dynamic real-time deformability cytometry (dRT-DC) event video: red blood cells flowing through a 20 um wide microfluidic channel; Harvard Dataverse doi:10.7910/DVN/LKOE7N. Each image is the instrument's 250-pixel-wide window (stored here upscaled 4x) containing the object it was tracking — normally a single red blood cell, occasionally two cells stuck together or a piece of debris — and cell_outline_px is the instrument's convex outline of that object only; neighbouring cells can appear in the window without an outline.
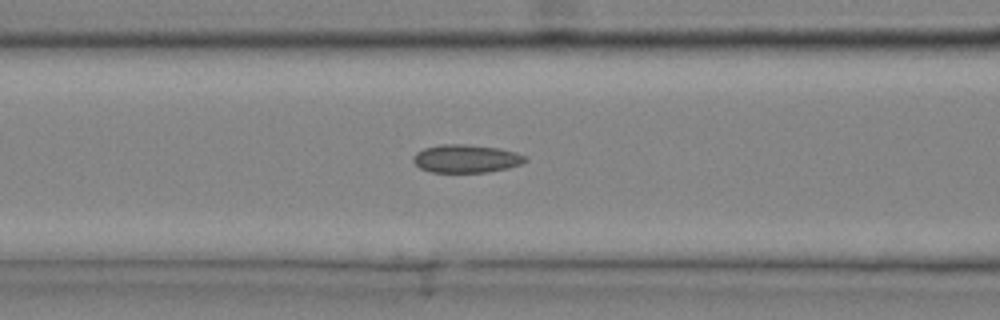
{"species": "common noctule bat (a hibernating species)", "species_latin": "Nyctalus noctula", "temperature_condition": "cold", "stored_images_in_passage": 36, "camera_frame_rate_fps": 3000, "um_per_image_px": 0.085, "animal": {"sex": "male", "body_mass_g": 20.4}, "frame": {"image": 1, "passage_image": 16, "time_ms": 5.0, "image_size_px": [1000, 320], "cell_outline_px": [[528, 160], [520, 164], [508, 168], [488, 172], [432, 172], [420, 168], [412, 160], [412, 156], [416, 152], [424, 148], [440, 144], [468, 144], [500, 148], [516, 152], [528, 156]], "centroid_in_image_um": [39.64, 13.47], "position_along_channel_um": 127.0, "area_um2": 18.55}}